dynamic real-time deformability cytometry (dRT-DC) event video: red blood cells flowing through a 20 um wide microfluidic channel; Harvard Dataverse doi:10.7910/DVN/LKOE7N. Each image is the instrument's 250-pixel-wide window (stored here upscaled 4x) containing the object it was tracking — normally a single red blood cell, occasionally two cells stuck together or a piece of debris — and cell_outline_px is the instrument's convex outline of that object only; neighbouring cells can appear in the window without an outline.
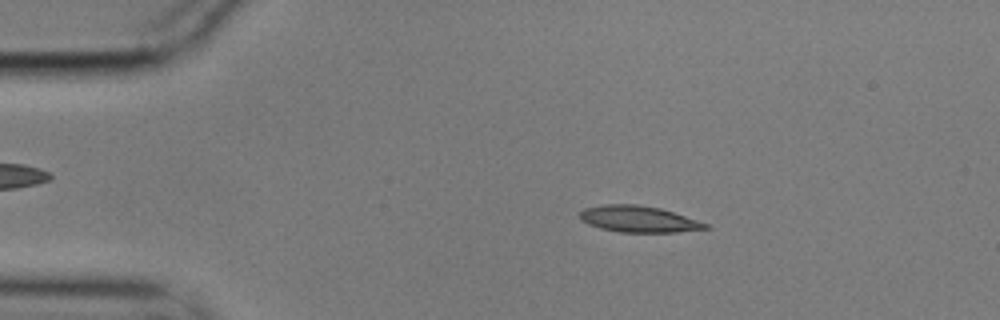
{"species": "common noctule bat (a hibernating species)", "species_latin": "Nyctalus noctula", "temperature_condition": "cold", "stored_images_in_passage": 55, "camera_frame_rate_fps": 3000, "um_per_image_px": 0.085, "animal": {"sex": "male", "body_mass_g": 17.9}, "frame": {"image": 1, "passage_image": 9, "time_ms": 2.667, "image_size_px": [1000, 320], "cell_outline_px": [[712, 228], [676, 232], [620, 232], [600, 228], [588, 224], [580, 220], [580, 212], [584, 208], [604, 204], [636, 204], [660, 208], [708, 224]], "centroid_in_image_um": [54.25, 18.62], "position_along_channel_um": 30.8, "area_um2": 19.19}}
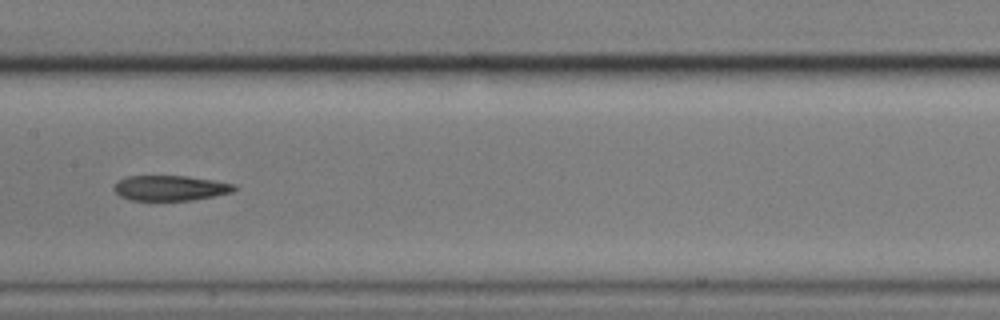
{"frame": {"image": 2, "passage_image": 27, "time_ms": 8.667, "image_size_px": [1000, 320], "cell_outline_px": [[236, 188], [232, 192], [192, 200], [128, 200], [120, 196], [112, 188], [120, 180], [128, 176], [188, 176], [236, 184]], "centroid_in_image_um": [14.47, 15.98], "position_along_channel_um": 192.9, "area_um2": 17.51}}
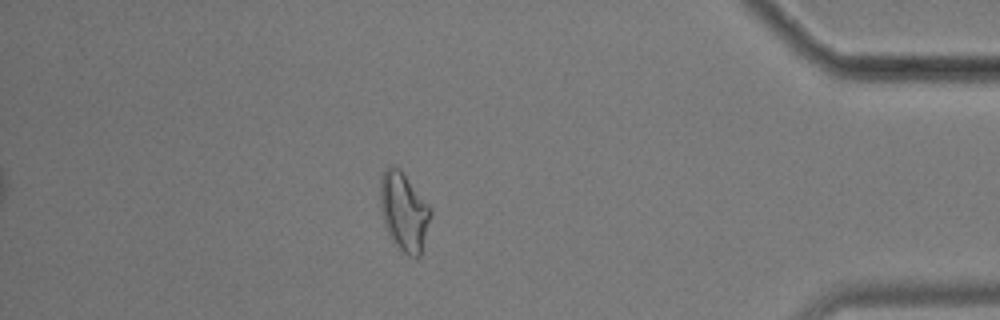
{"frame": {"image": 3, "passage_image": 48, "time_ms": 15.667, "image_size_px": [1000, 320], "cell_outline_px": [[432, 212], [420, 256], [416, 260], [408, 256], [396, 248], [388, 236], [384, 224], [380, 204], [380, 180], [384, 168], [392, 164], [400, 168], [432, 208]], "centroid_in_image_um": [34.32, 18.0], "position_along_channel_um": 400.9, "area_um2": 23.64}}